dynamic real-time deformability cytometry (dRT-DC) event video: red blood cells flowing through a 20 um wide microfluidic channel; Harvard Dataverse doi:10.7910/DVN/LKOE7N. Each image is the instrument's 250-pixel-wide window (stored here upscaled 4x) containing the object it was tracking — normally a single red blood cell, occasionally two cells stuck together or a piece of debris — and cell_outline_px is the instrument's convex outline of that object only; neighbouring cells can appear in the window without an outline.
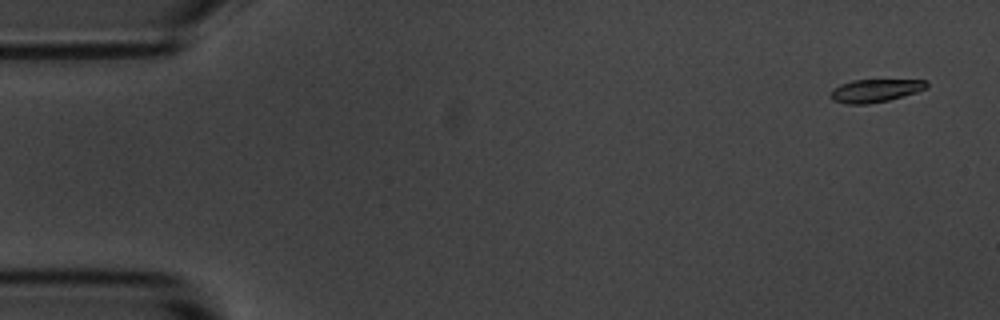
{"species": "common noctule bat (a hibernating species)", "species_latin": "Nyctalus noctula", "temperature_condition": "room temperature", "stored_images_in_passage": 54, "camera_frame_rate_fps": 3000, "um_per_image_px": 0.085, "animal": {"sex": "male", "body_mass_g": 20.1, "forearm_length_mm": 53.5}, "frame": {"image": 1, "passage_image": 1, "time_ms": 0.0, "image_size_px": [1000, 320], "cell_outline_px": [[928, 88], [916, 92], [888, 100], [868, 104], [844, 104], [832, 100], [828, 96], [840, 84], [852, 80], [928, 80]], "centroid_in_image_um": [74.39, 7.7], "position_along_channel_um": 10.6, "area_um2": 12.83}}
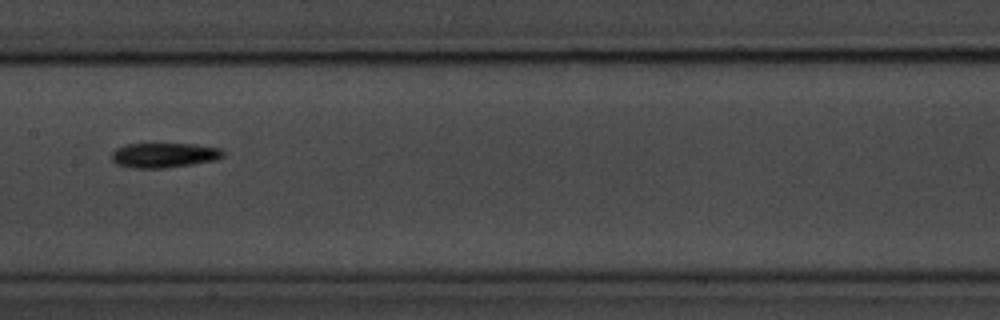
{"frame": {"image": 2, "passage_image": 26, "time_ms": 8.333, "image_size_px": [1000, 320], "cell_outline_px": [[224, 156], [216, 160], [192, 164], [164, 168], [132, 168], [116, 164], [112, 160], [112, 152], [116, 148], [128, 144], [196, 144], [220, 148], [224, 152]], "centroid_in_image_um": [13.95, 13.19], "position_along_channel_um": 193.4, "area_um2": 16.13}}
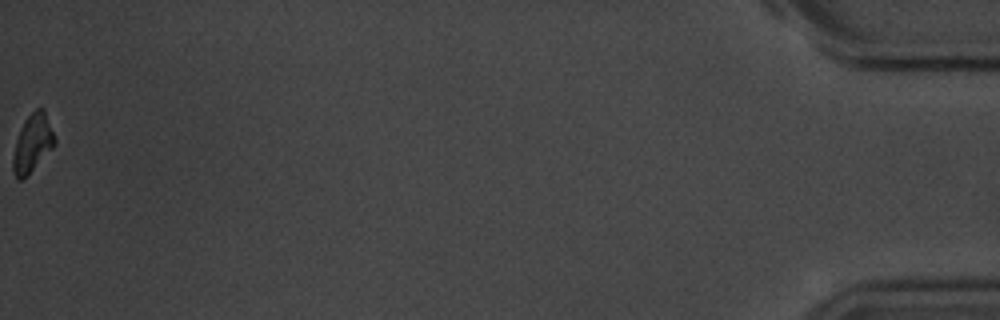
{"frame": {"image": 3, "passage_image": 54, "time_ms": 17.667, "image_size_px": [1000, 320], "cell_outline_px": [[56, 144], [28, 176], [24, 180], [20, 180], [16, 176], [12, 168], [12, 156], [16, 140], [20, 128], [24, 120], [36, 108], [44, 108], [56, 140]], "centroid_in_image_um": [2.76, 12.19], "position_along_channel_um": 432.4, "area_um2": 14.22}, "authors_computed_cell_mechanics": {"area_um2": 14.6812, "velocity_mm_per_s": 3.6432, "shape_relaxation_time_tau1_ms": 8.3903, "shape_relaxation_time_tau2_ms": null, "deformation_change_tau1": 0.233, "deformation_change_tau2": null}}